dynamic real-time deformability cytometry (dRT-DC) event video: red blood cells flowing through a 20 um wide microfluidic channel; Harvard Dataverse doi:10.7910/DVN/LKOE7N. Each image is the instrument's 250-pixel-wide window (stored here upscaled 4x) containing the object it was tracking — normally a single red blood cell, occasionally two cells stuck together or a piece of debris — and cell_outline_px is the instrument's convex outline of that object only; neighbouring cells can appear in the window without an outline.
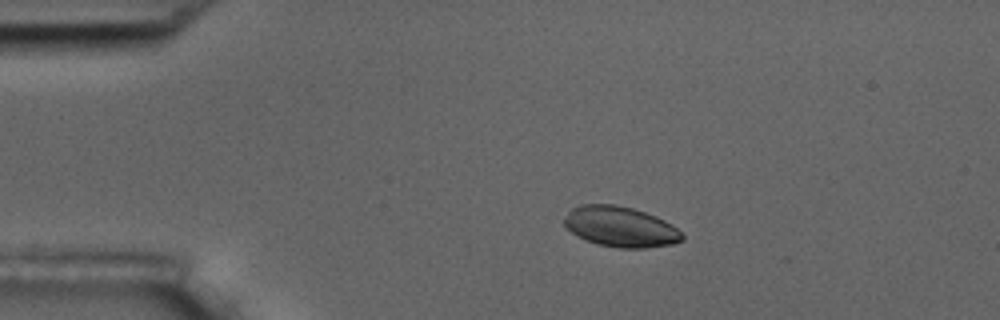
{"species": "common noctule bat (a hibernating species)", "species_latin": "Nyctalus noctula", "temperature_condition": "room temperature", "stored_images_in_passage": 4, "camera_frame_rate_fps": 3000, "um_per_image_px": 0.085, "animal": {"sex": "male", "body_mass_g": 17.5, "forearm_length_mm": 52.3}, "frame": {"image": 1, "passage_image": 2, "time_ms": 1.333, "image_size_px": [1000, 320], "cell_outline_px": [[684, 240], [672, 244], [644, 248], [620, 248], [596, 244], [584, 240], [572, 232], [564, 224], [564, 220], [568, 212], [572, 208], [580, 204], [616, 204], [632, 208], [656, 216], [672, 224], [684, 236]], "centroid_in_image_um": [52.74, 19.27], "position_along_channel_um": 32.3, "area_um2": 27.8}}